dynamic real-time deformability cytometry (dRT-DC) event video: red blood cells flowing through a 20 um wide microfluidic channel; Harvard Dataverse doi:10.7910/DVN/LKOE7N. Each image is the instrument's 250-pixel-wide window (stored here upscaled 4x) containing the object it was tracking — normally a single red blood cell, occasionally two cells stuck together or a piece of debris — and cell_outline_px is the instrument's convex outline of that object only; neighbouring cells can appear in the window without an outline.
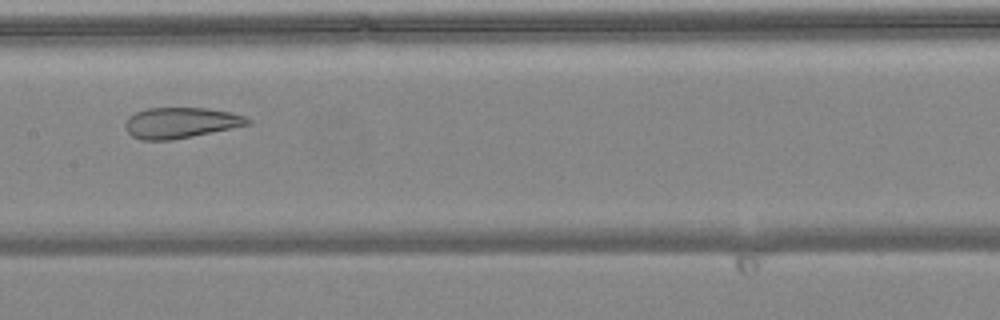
{"species": "common noctule bat (a hibernating species)", "species_latin": "Nyctalus noctula", "temperature_condition": "warm", "stored_images_in_passage": 4, "camera_frame_rate_fps": 3000, "um_per_image_px": 0.085, "animal": {"sex": "female", "body_mass_g": 24.6, "forearm_length_mm": 56.2}, "frame": {"image": 1, "passage_image": 4, "time_ms": 1.0, "image_size_px": [1000, 320], "cell_outline_px": [[252, 120], [248, 124], [192, 136], [172, 140], [140, 140], [132, 136], [124, 128], [124, 124], [128, 116], [136, 112], [148, 108], [208, 108], [232, 112], [244, 116]], "centroid_in_image_um": [15.3, 10.43], "position_along_channel_um": 192.1, "area_um2": 21.85}}